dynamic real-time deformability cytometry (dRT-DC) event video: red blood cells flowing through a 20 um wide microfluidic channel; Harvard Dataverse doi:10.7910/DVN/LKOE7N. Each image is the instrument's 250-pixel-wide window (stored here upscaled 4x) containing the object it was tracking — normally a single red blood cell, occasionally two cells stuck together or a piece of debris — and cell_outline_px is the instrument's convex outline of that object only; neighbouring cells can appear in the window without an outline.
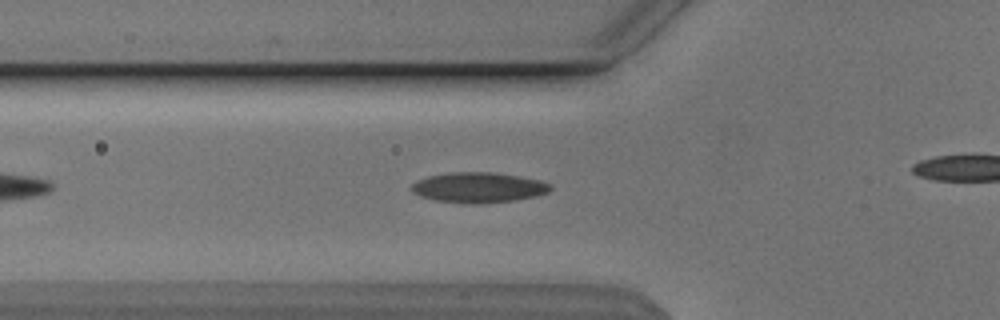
{"species": "Egyptian fruit bat (a non-hibernating species)", "species_latin": "Rousettus aegyptiacus", "temperature_condition": "cold", "stored_images_in_passage": 32, "camera_frame_rate_fps": 3000, "um_per_image_px": 0.085, "animal": {"sex": "male"}, "frame": {"image": 1, "passage_image": 7, "time_ms": 2.0, "image_size_px": [1000, 320], "cell_outline_px": [[552, 188], [548, 192], [536, 196], [516, 200], [480, 204], [464, 204], [432, 200], [420, 196], [412, 192], [412, 184], [416, 180], [428, 176], [452, 172], [492, 172], [520, 176], [540, 180], [552, 184]], "centroid_in_image_um": [40.67, 15.95], "position_along_channel_um": 85.1, "area_um2": 24.85}}
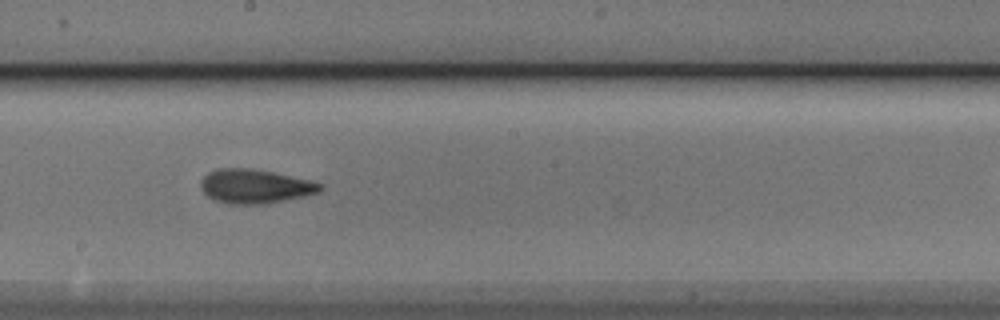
{"frame": {"image": 2, "passage_image": 18, "time_ms": 5.667, "image_size_px": [1000, 320], "cell_outline_px": [[324, 188], [320, 192], [304, 196], [264, 204], [228, 204], [212, 200], [200, 188], [200, 180], [208, 172], [216, 168], [248, 168], [272, 172], [308, 180], [324, 184]], "centroid_in_image_um": [21.64, 15.84], "position_along_channel_um": 226.6, "area_um2": 23.81}}
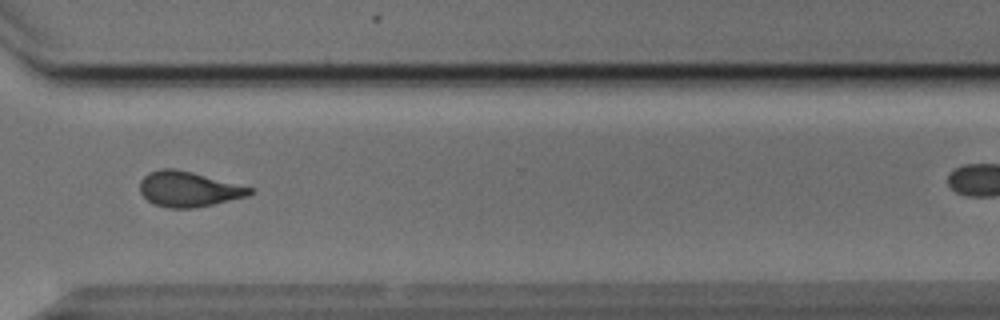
{"frame": {"image": 3, "passage_image": 28, "time_ms": 9.0, "image_size_px": [1000, 320], "cell_outline_px": [[256, 192], [248, 196], [212, 204], [192, 208], [168, 208], [152, 204], [140, 192], [140, 180], [148, 172], [160, 168], [172, 168], [192, 172], [256, 188]], "centroid_in_image_um": [16.05, 16.07], "position_along_channel_um": 354.6, "area_um2": 22.77}}